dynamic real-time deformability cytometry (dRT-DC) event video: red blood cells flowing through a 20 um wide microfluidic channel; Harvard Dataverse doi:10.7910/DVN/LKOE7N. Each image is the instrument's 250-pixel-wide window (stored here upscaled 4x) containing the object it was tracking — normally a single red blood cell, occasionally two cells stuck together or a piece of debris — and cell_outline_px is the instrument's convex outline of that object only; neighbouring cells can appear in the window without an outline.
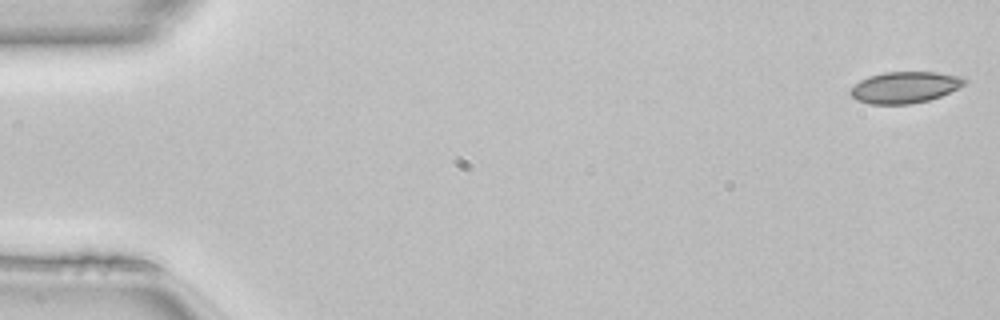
{"species": "common noctule bat (a hibernating species)", "species_latin": "Nyctalus noctula", "temperature_condition": "room temperature", "stored_images_in_passage": 50, "camera_frame_rate_fps": 3000, "um_per_image_px": 0.085, "animal": {"sex": "female", "body_mass_g": 22.7, "forearm_length_mm": 54.2}, "frame": {"image": 1, "passage_image": 1, "time_ms": 0.0, "image_size_px": [1000, 320], "cell_outline_px": [[968, 80], [964, 84], [940, 96], [928, 100], [912, 104], [868, 104], [856, 100], [848, 92], [860, 80], [868, 76], [884, 72], [936, 72], [964, 76]], "centroid_in_image_um": [76.9, 7.42], "position_along_channel_um": 8.1, "area_um2": 20.92}}
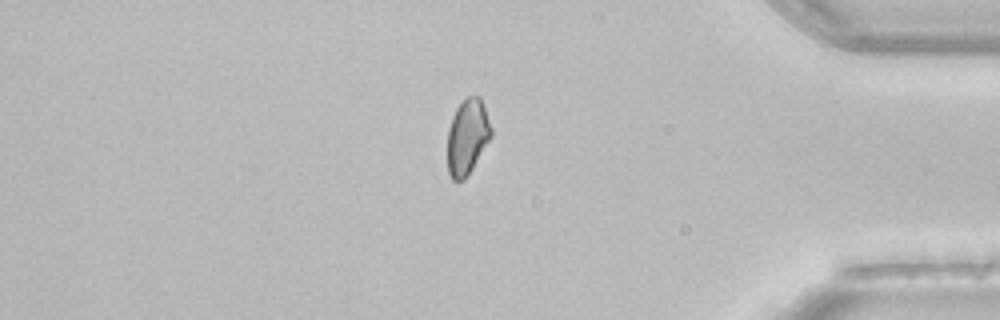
{"frame": {"image": 2, "passage_image": 42, "time_ms": 13.667, "image_size_px": [1000, 320], "cell_outline_px": [[492, 136], [468, 176], [464, 180], [452, 180], [448, 172], [448, 128], [452, 116], [456, 108], [468, 96], [480, 96], [492, 128]], "centroid_in_image_um": [39.73, 11.64], "position_along_channel_um": 395.5, "area_um2": 19.25}}
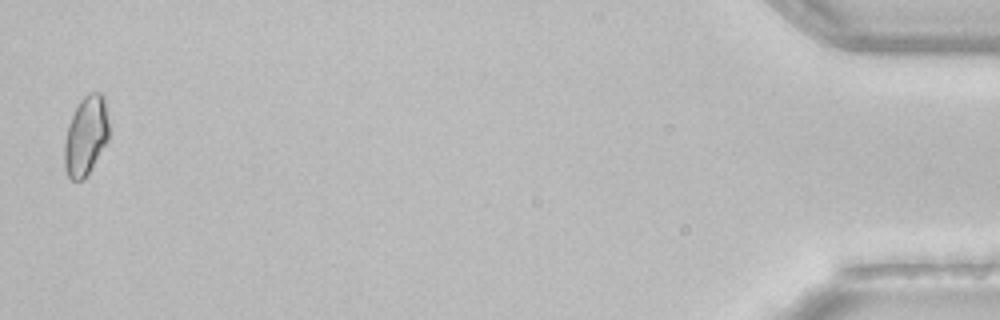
{"frame": {"image": 3, "passage_image": 49, "time_ms": 16.0, "image_size_px": [1000, 320], "cell_outline_px": [[108, 140], [84, 180], [72, 180], [68, 176], [64, 168], [64, 144], [68, 128], [72, 116], [80, 100], [88, 92], [100, 92], [104, 96], [108, 124]], "centroid_in_image_um": [7.29, 11.55], "position_along_channel_um": 427.9, "area_um2": 20.35}, "authors_computed_cell_mechanics": {"area_um2": 20.8658, "velocity_mm_per_s": 4.1283, "shape_relaxation_time_tau1_ms": null, "shape_relaxation_time_tau2_ms": 3.7033, "deformation_change_tau1": null, "deformation_change_tau2": 0.0746}}